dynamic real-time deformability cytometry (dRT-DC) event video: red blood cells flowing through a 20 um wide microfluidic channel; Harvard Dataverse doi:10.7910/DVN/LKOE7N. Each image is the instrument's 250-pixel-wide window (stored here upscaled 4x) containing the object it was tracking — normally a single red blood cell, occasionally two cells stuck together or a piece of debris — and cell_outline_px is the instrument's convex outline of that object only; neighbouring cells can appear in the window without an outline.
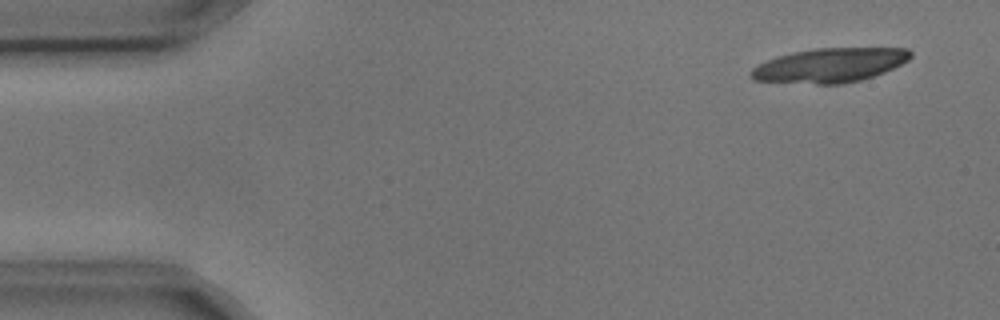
{"species": "common noctule bat (a hibernating species)", "species_latin": "Nyctalus noctula", "temperature_condition": "cold", "stored_images_in_passage": 13, "camera_frame_rate_fps": 3000, "um_per_image_px": 0.085, "animal": {"sex": "male", "body_mass_g": 17.9, "forearm_length_mm": 54.2}, "frame": {"image": 1, "passage_image": 1, "time_ms": 0.0, "image_size_px": [1000, 320], "cell_outline_px": [[912, 56], [908, 60], [884, 72], [860, 80], [840, 84], [816, 84], [752, 80], [752, 68], [776, 56], [792, 52], [816, 48], [908, 48], [912, 52]], "centroid_in_image_um": [70.55, 5.54], "position_along_channel_um": 14.4, "area_um2": 31.62}}
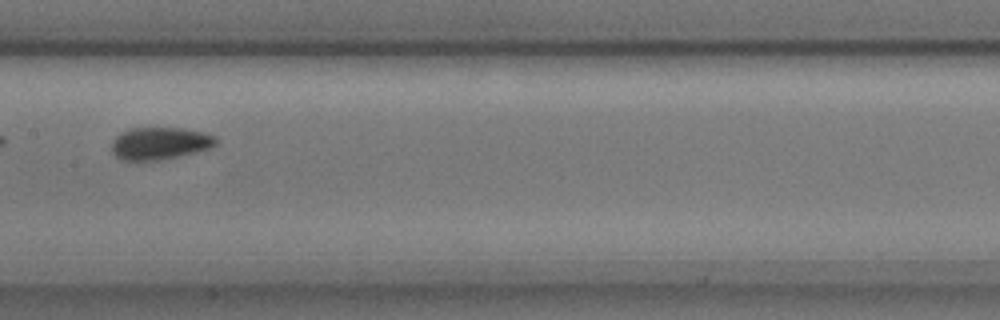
{"frame": {"image": 2, "passage_image": 7, "time_ms": 2.0, "image_size_px": [1000, 320], "cell_outline_px": [[216, 144], [208, 148], [196, 152], [160, 160], [120, 160], [112, 152], [112, 144], [116, 136], [120, 132], [128, 128], [184, 128], [204, 132], [216, 136]], "centroid_in_image_um": [13.57, 12.17], "position_along_channel_um": 193.8, "area_um2": 19.65}}
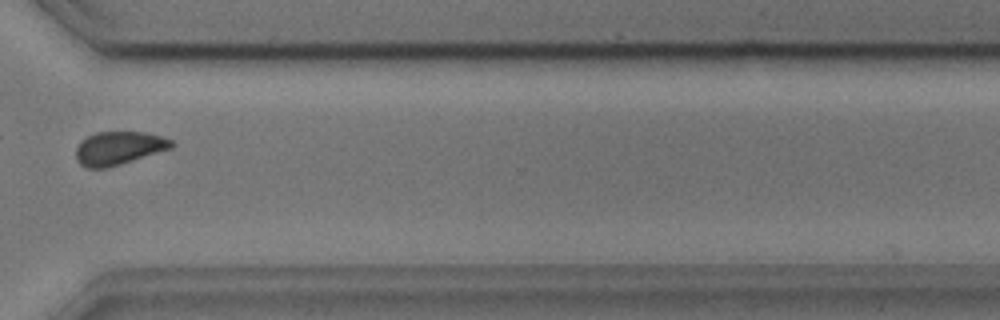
{"frame": {"image": 3, "passage_image": 11, "time_ms": 3.333, "image_size_px": [1000, 320], "cell_outline_px": [[176, 144], [172, 148], [120, 164], [104, 168], [88, 168], [80, 164], [76, 160], [76, 148], [80, 140], [96, 132], [144, 132], [160, 136], [172, 140]], "centroid_in_image_um": [10.08, 12.58], "position_along_channel_um": 360.5, "area_um2": 18.5}}